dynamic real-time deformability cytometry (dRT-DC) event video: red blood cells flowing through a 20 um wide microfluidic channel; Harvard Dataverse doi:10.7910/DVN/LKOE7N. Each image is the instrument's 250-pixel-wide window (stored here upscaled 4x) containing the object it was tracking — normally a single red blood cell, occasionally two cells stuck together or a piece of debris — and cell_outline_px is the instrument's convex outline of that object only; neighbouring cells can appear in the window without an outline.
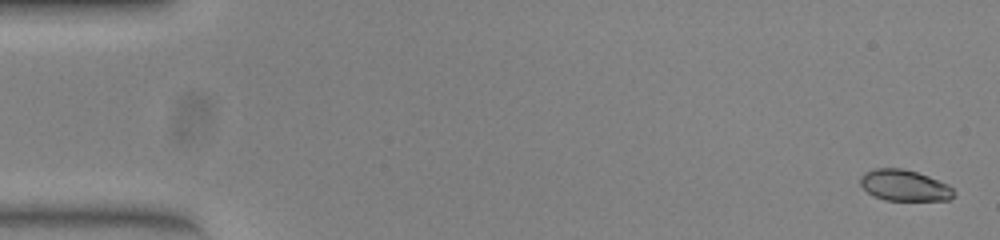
{"species": "common noctule bat (a hibernating species)", "species_latin": "Nyctalus noctula", "temperature_condition": "warm", "stored_images_in_passage": 52, "camera_frame_rate_fps": 3000, "um_per_image_px": 0.085, "animal": {"sex": "female", "body_mass_g": 23.0, "forearm_length_mm": 53.4}, "frame": {"image": 1, "passage_image": 1, "time_ms": 0.0, "image_size_px": [1000, 240], "cell_outline_px": [[956, 192], [948, 200], [884, 200], [872, 196], [860, 184], [860, 176], [864, 172], [876, 168], [900, 168], [916, 172], [928, 176], [948, 184]], "centroid_in_image_um": [76.85, 15.76], "position_along_channel_um": 8.2, "area_um2": 16.94}}
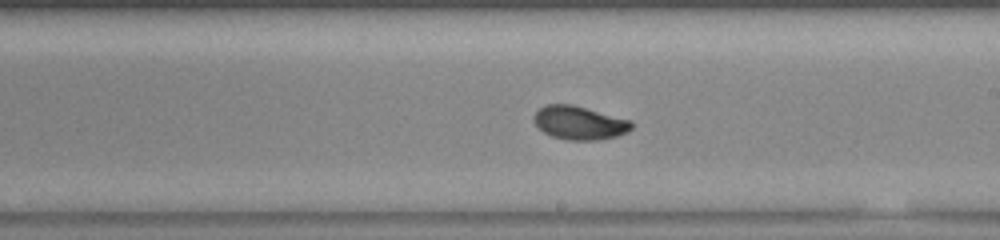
{"frame": {"image": 2, "passage_image": 30, "time_ms": 9.667, "image_size_px": [1000, 240], "cell_outline_px": [[632, 128], [628, 132], [616, 136], [596, 140], [568, 140], [552, 136], [544, 132], [532, 120], [536, 112], [540, 108], [548, 104], [572, 104], [632, 120]], "centroid_in_image_um": [49.26, 10.43], "position_along_channel_um": 239.7, "area_um2": 19.02}}
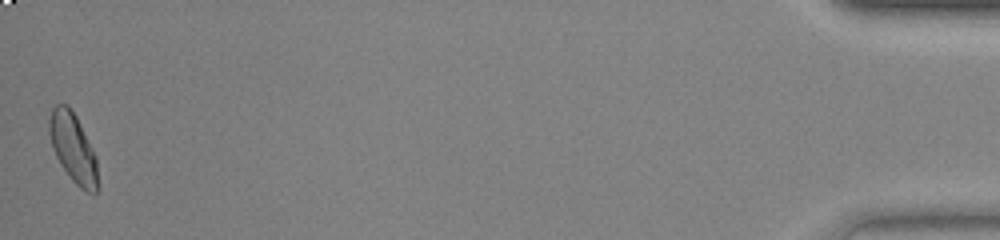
{"frame": {"image": 3, "passage_image": 52, "time_ms": 17.0, "image_size_px": [1000, 240], "cell_outline_px": [[96, 192], [84, 192], [72, 180], [60, 164], [52, 148], [48, 132], [48, 120], [52, 108], [56, 104], [64, 104], [76, 116], [96, 156]], "centroid_in_image_um": [6.16, 12.56], "position_along_channel_um": 429.0, "area_um2": 19.19}, "authors_computed_cell_mechanics": {"area_um2": 18.6694, "velocity_mm_per_s": 3.9089, "shape_relaxation_time_tau1_ms": 3.7422, "shape_relaxation_time_tau2_ms": null, "deformation_change_tau1": 0.1343, "deformation_change_tau2": null}}